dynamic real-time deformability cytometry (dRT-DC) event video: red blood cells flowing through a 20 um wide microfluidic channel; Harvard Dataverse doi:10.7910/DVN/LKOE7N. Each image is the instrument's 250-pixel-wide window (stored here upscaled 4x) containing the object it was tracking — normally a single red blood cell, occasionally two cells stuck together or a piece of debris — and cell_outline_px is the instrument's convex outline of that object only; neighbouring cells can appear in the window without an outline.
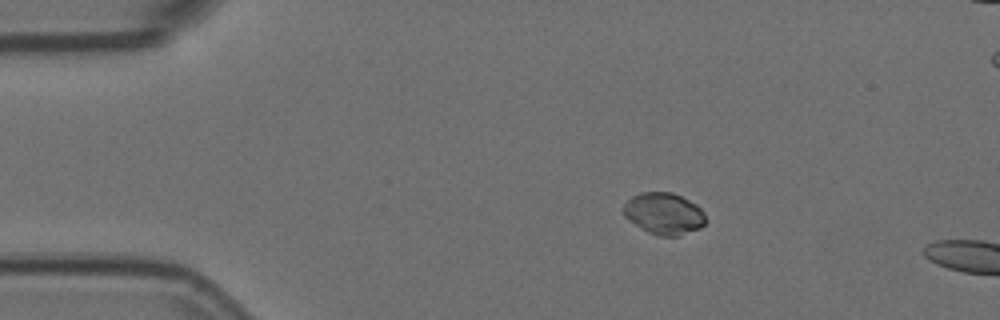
{"species": "Egyptian fruit bat (a non-hibernating species)", "species_latin": "Rousettus aegyptiacus", "temperature_condition": "room temperature", "stored_images_in_passage": 5, "camera_frame_rate_fps": 3000, "um_per_image_px": 0.085, "animal": {"sex": "female"}, "frame": {"image": 1, "passage_image": 3, "time_ms": 0.667, "image_size_px": [1000, 320], "cell_outline_px": [[708, 220], [700, 228], [680, 236], [660, 236], [648, 232], [624, 216], [624, 204], [632, 196], [640, 192], [672, 192], [696, 204], [704, 212]], "centroid_in_image_um": [56.47, 18.16], "position_along_channel_um": 28.5, "area_um2": 19.94}}